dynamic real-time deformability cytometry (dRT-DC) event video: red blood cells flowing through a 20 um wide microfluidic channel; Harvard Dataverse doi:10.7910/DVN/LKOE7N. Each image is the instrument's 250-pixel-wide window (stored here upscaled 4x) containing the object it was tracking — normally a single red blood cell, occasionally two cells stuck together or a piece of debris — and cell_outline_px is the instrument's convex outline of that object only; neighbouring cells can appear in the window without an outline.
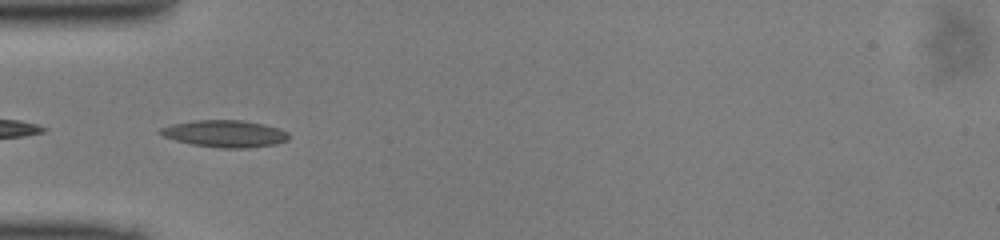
{"species": "common noctule bat (a hibernating species)", "species_latin": "Nyctalus noctula", "temperature_condition": "cold", "stored_images_in_passage": 34, "camera_frame_rate_fps": 3000, "um_per_image_px": 0.085, "animal": {"sex": "male", "body_mass_g": 13.0, "forearm_length_mm": 53.1}, "frame": {"image": 1, "passage_image": 1, "time_ms": 0.0, "image_size_px": [1000, 240], "cell_outline_px": [[288, 140], [276, 144], [248, 148], [216, 148], [192, 144], [176, 140], [164, 136], [156, 132], [160, 128], [172, 124], [192, 120], [244, 120], [264, 124], [288, 132]], "centroid_in_image_um": [19.09, 11.36], "position_along_channel_um": 65.9, "area_um2": 20.29}}
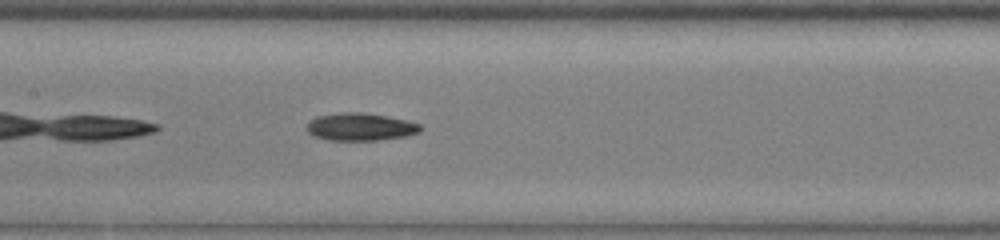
{"frame": {"image": 2, "passage_image": 9, "time_ms": 2.667, "image_size_px": [1000, 240], "cell_outline_px": [[424, 128], [420, 132], [404, 136], [376, 140], [328, 140], [312, 136], [304, 128], [308, 120], [316, 116], [344, 112], [360, 112], [388, 116], [420, 124]], "centroid_in_image_um": [30.57, 10.78], "position_along_channel_um": 176.8, "area_um2": 18.44}}
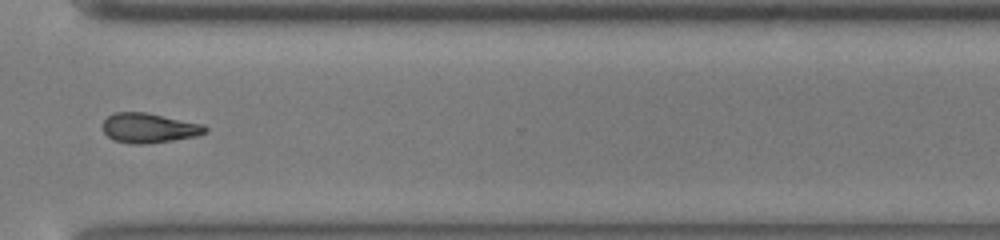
{"frame": {"image": 3, "passage_image": 22, "time_ms": 7.0, "image_size_px": [1000, 240], "cell_outline_px": [[208, 132], [196, 136], [172, 140], [144, 144], [128, 144], [112, 140], [104, 132], [104, 120], [108, 116], [116, 112], [144, 112], [204, 124], [208, 128]], "centroid_in_image_um": [12.68, 10.89], "position_along_channel_um": 357.9, "area_um2": 17.74}}